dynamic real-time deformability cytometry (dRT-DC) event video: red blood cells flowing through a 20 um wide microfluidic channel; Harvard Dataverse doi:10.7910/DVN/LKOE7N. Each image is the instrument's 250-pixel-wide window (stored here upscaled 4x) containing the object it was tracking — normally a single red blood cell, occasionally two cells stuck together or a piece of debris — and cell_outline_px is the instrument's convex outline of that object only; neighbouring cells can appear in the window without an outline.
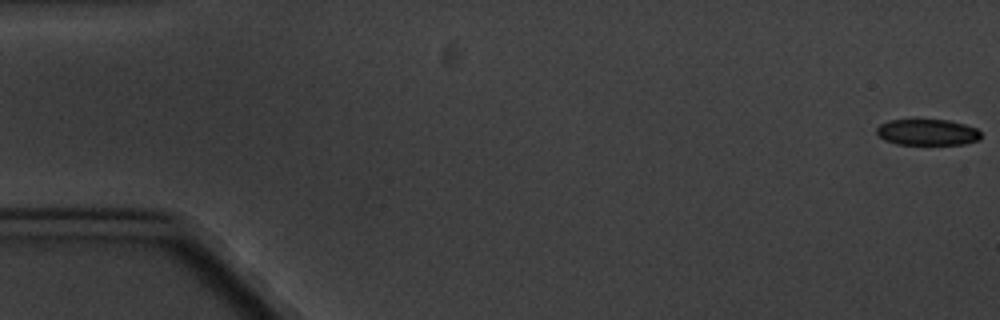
{"species": "common noctule bat (a hibernating species)", "species_latin": "Nyctalus noctula", "temperature_condition": "cold", "stored_images_in_passage": 4, "camera_frame_rate_fps": 3000, "um_per_image_px": 0.085, "animal": {"sex": "male", "body_mass_g": 20.1, "forearm_length_mm": 53.5}, "frame": {"image": 1, "passage_image": 1, "time_ms": 0.0, "image_size_px": [1000, 320], "cell_outline_px": [[980, 140], [964, 144], [896, 144], [884, 140], [876, 132], [876, 128], [880, 124], [892, 120], [948, 120], [964, 124], [976, 128], [980, 132]], "centroid_in_image_um": [78.83, 11.24], "position_along_channel_um": 6.2, "area_um2": 15.78}}